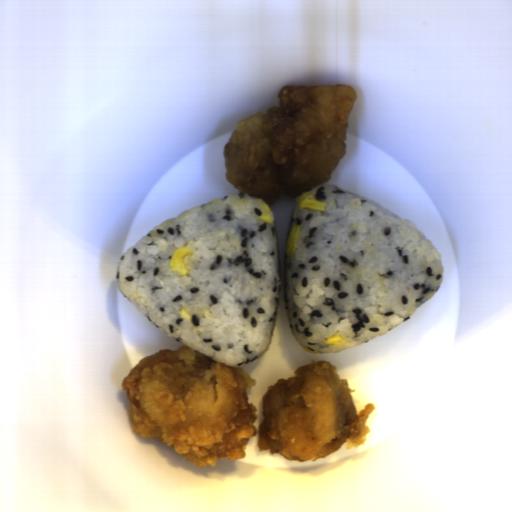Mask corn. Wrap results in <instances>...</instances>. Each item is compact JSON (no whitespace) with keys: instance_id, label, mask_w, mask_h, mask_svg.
I'll use <instances>...</instances> for the list:
<instances>
[{"instance_id":"obj_4","label":"corn","mask_w":512,"mask_h":512,"mask_svg":"<svg viewBox=\"0 0 512 512\" xmlns=\"http://www.w3.org/2000/svg\"><path fill=\"white\" fill-rule=\"evenodd\" d=\"M260 211H262V215L258 218L264 223L272 224L274 221L272 209L266 203H262Z\"/></svg>"},{"instance_id":"obj_7","label":"corn","mask_w":512,"mask_h":512,"mask_svg":"<svg viewBox=\"0 0 512 512\" xmlns=\"http://www.w3.org/2000/svg\"><path fill=\"white\" fill-rule=\"evenodd\" d=\"M302 349L305 350L306 352H309V353H312V354H318L320 351H311L309 348H307L305 345H301Z\"/></svg>"},{"instance_id":"obj_6","label":"corn","mask_w":512,"mask_h":512,"mask_svg":"<svg viewBox=\"0 0 512 512\" xmlns=\"http://www.w3.org/2000/svg\"><path fill=\"white\" fill-rule=\"evenodd\" d=\"M180 318H182L185 321H189L192 319V316L184 309V307L181 308L179 312Z\"/></svg>"},{"instance_id":"obj_5","label":"corn","mask_w":512,"mask_h":512,"mask_svg":"<svg viewBox=\"0 0 512 512\" xmlns=\"http://www.w3.org/2000/svg\"><path fill=\"white\" fill-rule=\"evenodd\" d=\"M340 341H342L339 333H334L331 337L327 338L324 342L327 345L334 346L337 345Z\"/></svg>"},{"instance_id":"obj_2","label":"corn","mask_w":512,"mask_h":512,"mask_svg":"<svg viewBox=\"0 0 512 512\" xmlns=\"http://www.w3.org/2000/svg\"><path fill=\"white\" fill-rule=\"evenodd\" d=\"M298 209H309L311 211H325L327 205L318 201L315 197L307 193H300L297 204Z\"/></svg>"},{"instance_id":"obj_3","label":"corn","mask_w":512,"mask_h":512,"mask_svg":"<svg viewBox=\"0 0 512 512\" xmlns=\"http://www.w3.org/2000/svg\"><path fill=\"white\" fill-rule=\"evenodd\" d=\"M300 236L301 226L293 225L292 227H290L284 247L285 254L291 256L297 252V241L300 238Z\"/></svg>"},{"instance_id":"obj_1","label":"corn","mask_w":512,"mask_h":512,"mask_svg":"<svg viewBox=\"0 0 512 512\" xmlns=\"http://www.w3.org/2000/svg\"><path fill=\"white\" fill-rule=\"evenodd\" d=\"M193 255L194 251L186 247L176 249L170 260L171 270L182 277L187 275L189 271L184 263V260L187 256Z\"/></svg>"}]
</instances>
